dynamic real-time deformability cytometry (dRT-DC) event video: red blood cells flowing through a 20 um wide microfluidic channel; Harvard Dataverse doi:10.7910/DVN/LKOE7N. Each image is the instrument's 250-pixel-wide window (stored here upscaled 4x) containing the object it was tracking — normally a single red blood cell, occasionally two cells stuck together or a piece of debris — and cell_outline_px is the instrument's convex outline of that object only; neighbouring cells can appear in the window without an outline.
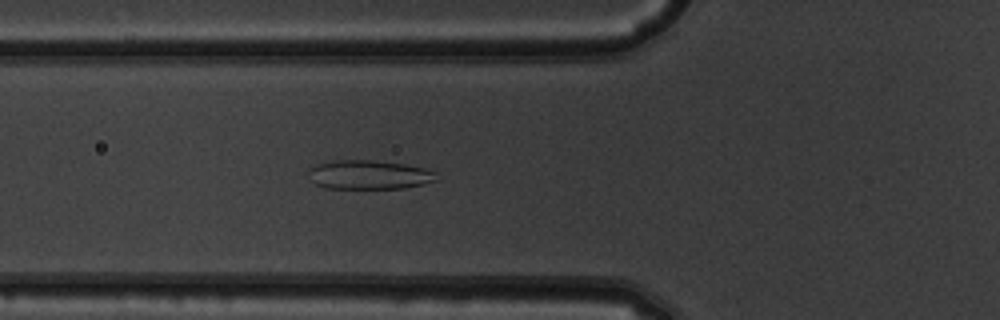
{"species": "common noctule bat (a hibernating species)", "species_latin": "Nyctalus noctula", "temperature_condition": "warm", "stored_images_in_passage": 48, "segment_of_instrument_passage": [1, 2], "camera_frame_rate_fps": 3000, "um_per_image_px": 0.085, "animal": {"sex": "male", "body_mass_g": 19.5, "forearm_length_mm": 54.6}, "frame": {"image": 1, "passage_image": 18, "time_ms": 5.667, "image_size_px": [1000, 320], "cell_outline_px": [[436, 180], [424, 184], [404, 188], [328, 188], [316, 184], [312, 180], [308, 172], [308, 168], [316, 164], [332, 160], [372, 160], [404, 164], [424, 168], [436, 172]], "centroid_in_image_um": [31.35, 14.84], "position_along_channel_um": 94.4, "area_um2": 21.62}}
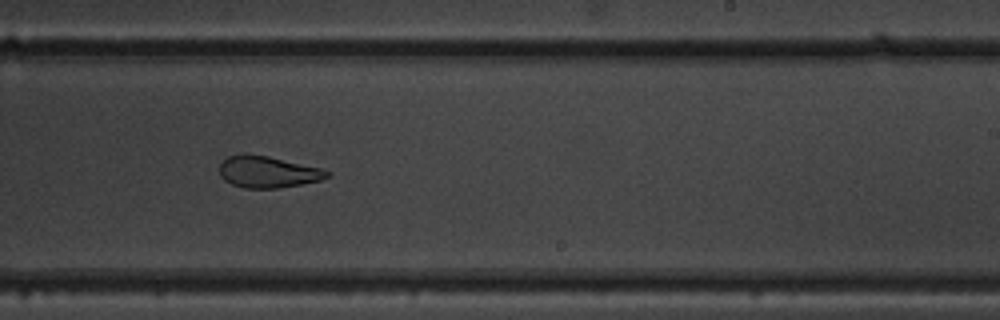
{"frame": {"image": 2, "passage_image": 31, "time_ms": 10.0, "image_size_px": [1000, 320], "cell_outline_px": [[332, 172], [328, 176], [320, 180], [300, 184], [276, 188], [244, 188], [232, 184], [224, 180], [220, 176], [220, 164], [228, 156], [268, 156], [320, 168]], "centroid_in_image_um": [22.77, 14.64], "position_along_channel_um": 266.2, "area_um2": 19.19}}
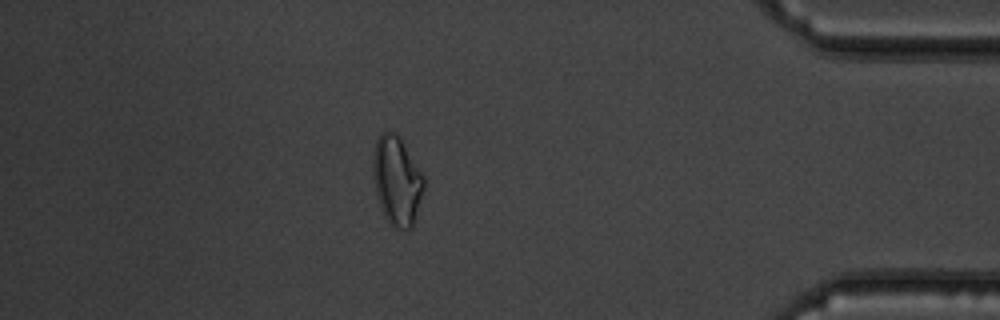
{"frame": {"image": 3, "passage_image": 44, "time_ms": 14.333, "image_size_px": [1000, 320], "cell_outline_px": [[424, 188], [412, 228], [392, 228], [388, 224], [384, 216], [376, 192], [372, 176], [372, 156], [376, 140], [380, 132], [392, 132], [400, 136], [424, 176]], "centroid_in_image_um": [33.71, 15.34], "position_along_channel_um": 401.5, "area_um2": 26.53}}